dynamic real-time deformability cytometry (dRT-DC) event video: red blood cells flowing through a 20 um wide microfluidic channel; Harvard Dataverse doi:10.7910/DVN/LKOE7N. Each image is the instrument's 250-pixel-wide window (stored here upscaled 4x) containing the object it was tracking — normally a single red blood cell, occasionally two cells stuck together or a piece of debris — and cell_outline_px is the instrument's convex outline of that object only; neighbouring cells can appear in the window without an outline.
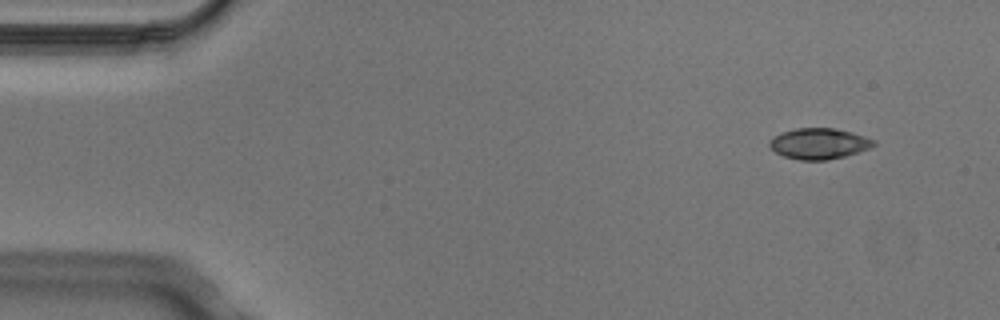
{"species": "Egyptian fruit bat (a non-hibernating species)", "species_latin": "Rousettus aegyptiacus", "temperature_condition": "cold", "stored_images_in_passage": 5, "camera_frame_rate_fps": 3000, "um_per_image_px": 0.085, "animal": {"sex": "male"}, "frame": {"image": 1, "passage_image": 2, "time_ms": 0.333, "image_size_px": [1000, 320], "cell_outline_px": [[876, 144], [872, 148], [844, 156], [828, 160], [800, 160], [784, 156], [776, 152], [768, 144], [768, 140], [784, 132], [796, 128], [836, 128], [852, 132], [876, 140]], "centroid_in_image_um": [69.66, 12.21], "position_along_channel_um": 15.3, "area_um2": 18.73}}
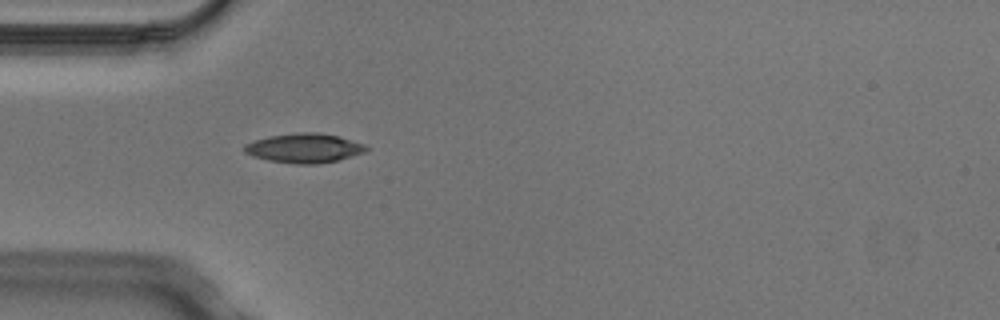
{"frame": {"image": 2, "passage_image": 5, "time_ms": 1.333, "image_size_px": [1000, 320], "cell_outline_px": [[368, 148], [364, 152], [336, 160], [316, 164], [296, 164], [268, 160], [252, 156], [244, 152], [244, 144], [268, 136], [296, 132], [320, 132], [340, 136], [364, 144]], "centroid_in_image_um": [25.83, 12.57], "position_along_channel_um": 59.2, "area_um2": 20.81}}